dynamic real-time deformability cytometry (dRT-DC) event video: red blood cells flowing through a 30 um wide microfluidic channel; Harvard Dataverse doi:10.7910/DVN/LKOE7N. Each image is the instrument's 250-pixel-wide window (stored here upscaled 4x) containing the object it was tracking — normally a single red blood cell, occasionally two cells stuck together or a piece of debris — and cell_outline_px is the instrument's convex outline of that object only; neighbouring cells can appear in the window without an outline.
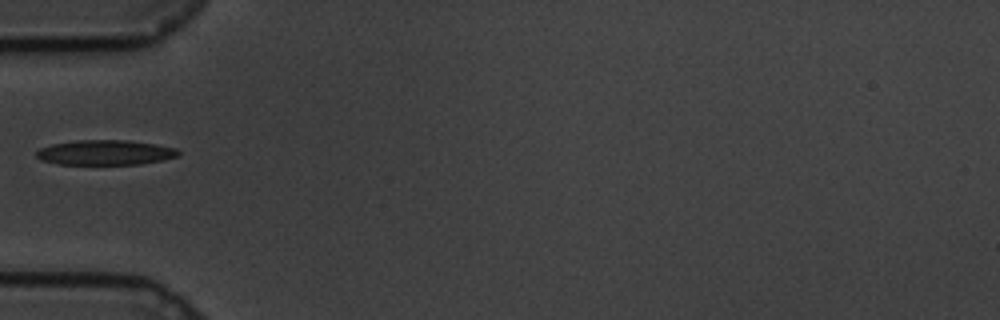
{"species": "common noctule bat (a hibernating species)", "species_latin": "Nyctalus noctula", "temperature_condition": "cold", "stored_images_in_passage": 27, "camera_frame_rate_fps": 3000, "um_per_image_px": 0.085, "animal": {"sex": "male", "body_mass_g": 19.5, "forearm_length_mm": 54.6}, "frame": {"image": 1, "passage_image": 1, "time_ms": 0.0, "image_size_px": [1000, 320], "cell_outline_px": [[180, 152], [176, 156], [164, 160], [140, 164], [56, 164], [40, 160], [36, 156], [36, 152], [40, 148], [52, 144], [76, 140], [128, 140], [156, 144], [176, 148]], "centroid_in_image_um": [8.93, 12.96], "position_along_channel_um": 76.1, "area_um2": 20.69}}